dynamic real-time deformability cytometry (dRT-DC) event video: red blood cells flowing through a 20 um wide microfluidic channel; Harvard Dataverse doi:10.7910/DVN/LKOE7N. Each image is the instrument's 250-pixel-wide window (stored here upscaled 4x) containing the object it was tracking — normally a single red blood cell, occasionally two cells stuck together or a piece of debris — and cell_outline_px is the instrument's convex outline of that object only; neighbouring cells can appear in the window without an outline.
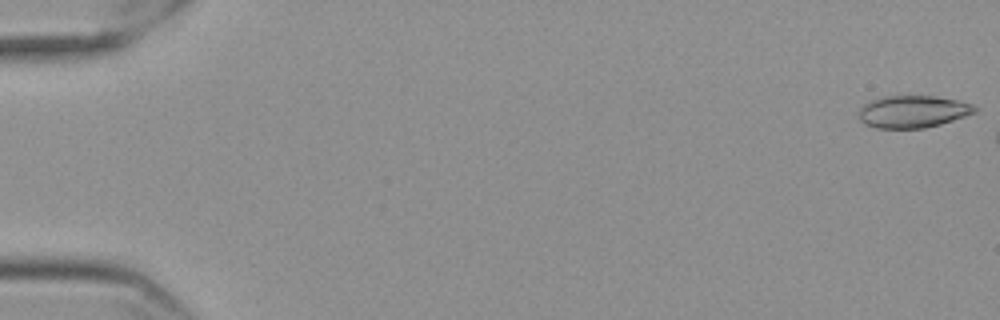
{"species": "Egyptian fruit bat (a non-hibernating species)", "species_latin": "Rousettus aegyptiacus", "temperature_condition": "cold", "stored_images_in_passage": 2, "camera_frame_rate_fps": 3000, "um_per_image_px": 0.085, "frame": {"image": 1, "passage_image": 1, "time_ms": 0.0, "image_size_px": [1000, 320], "cell_outline_px": [[976, 112], [940, 124], [924, 128], [876, 128], [864, 124], [860, 120], [856, 112], [868, 100], [884, 96], [936, 96], [956, 100], [972, 104], [976, 108]], "centroid_in_image_um": [77.52, 9.48], "position_along_channel_um": 7.5, "area_um2": 21.85}}